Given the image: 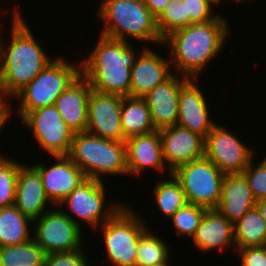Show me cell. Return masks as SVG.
<instances>
[{"label":"cell","instance_id":"cell-26","mask_svg":"<svg viewBox=\"0 0 266 266\" xmlns=\"http://www.w3.org/2000/svg\"><path fill=\"white\" fill-rule=\"evenodd\" d=\"M236 248L266 246V221L256 207L234 224Z\"/></svg>","mask_w":266,"mask_h":266},{"label":"cell","instance_id":"cell-17","mask_svg":"<svg viewBox=\"0 0 266 266\" xmlns=\"http://www.w3.org/2000/svg\"><path fill=\"white\" fill-rule=\"evenodd\" d=\"M188 79L189 77L180 76V74L178 76L174 72L168 79L143 97L156 130L177 125L179 93L182 85Z\"/></svg>","mask_w":266,"mask_h":266},{"label":"cell","instance_id":"cell-25","mask_svg":"<svg viewBox=\"0 0 266 266\" xmlns=\"http://www.w3.org/2000/svg\"><path fill=\"white\" fill-rule=\"evenodd\" d=\"M121 125L125 140L156 130L148 106L141 97H123Z\"/></svg>","mask_w":266,"mask_h":266},{"label":"cell","instance_id":"cell-37","mask_svg":"<svg viewBox=\"0 0 266 266\" xmlns=\"http://www.w3.org/2000/svg\"><path fill=\"white\" fill-rule=\"evenodd\" d=\"M10 102L7 101V99L0 98V131H2L5 124H7L8 119L10 116L14 113L11 110ZM12 113V114H11ZM4 154L0 153V156H3Z\"/></svg>","mask_w":266,"mask_h":266},{"label":"cell","instance_id":"cell-33","mask_svg":"<svg viewBox=\"0 0 266 266\" xmlns=\"http://www.w3.org/2000/svg\"><path fill=\"white\" fill-rule=\"evenodd\" d=\"M254 158L242 172L246 177L257 201L266 199V157L259 164L253 165Z\"/></svg>","mask_w":266,"mask_h":266},{"label":"cell","instance_id":"cell-22","mask_svg":"<svg viewBox=\"0 0 266 266\" xmlns=\"http://www.w3.org/2000/svg\"><path fill=\"white\" fill-rule=\"evenodd\" d=\"M192 241L203 252L232 246L236 249L234 224L216 208H207Z\"/></svg>","mask_w":266,"mask_h":266},{"label":"cell","instance_id":"cell-40","mask_svg":"<svg viewBox=\"0 0 266 266\" xmlns=\"http://www.w3.org/2000/svg\"><path fill=\"white\" fill-rule=\"evenodd\" d=\"M210 1L215 4V7L220 5V3H222L221 2L222 0H210Z\"/></svg>","mask_w":266,"mask_h":266},{"label":"cell","instance_id":"cell-10","mask_svg":"<svg viewBox=\"0 0 266 266\" xmlns=\"http://www.w3.org/2000/svg\"><path fill=\"white\" fill-rule=\"evenodd\" d=\"M57 208V209H56ZM33 220L32 239L45 254L75 252L83 248L82 226H78L56 207Z\"/></svg>","mask_w":266,"mask_h":266},{"label":"cell","instance_id":"cell-28","mask_svg":"<svg viewBox=\"0 0 266 266\" xmlns=\"http://www.w3.org/2000/svg\"><path fill=\"white\" fill-rule=\"evenodd\" d=\"M150 230L148 228L139 238L135 266H162L169 263L168 245Z\"/></svg>","mask_w":266,"mask_h":266},{"label":"cell","instance_id":"cell-32","mask_svg":"<svg viewBox=\"0 0 266 266\" xmlns=\"http://www.w3.org/2000/svg\"><path fill=\"white\" fill-rule=\"evenodd\" d=\"M207 208L187 203L170 217L175 227V235L180 237H194L201 219Z\"/></svg>","mask_w":266,"mask_h":266},{"label":"cell","instance_id":"cell-34","mask_svg":"<svg viewBox=\"0 0 266 266\" xmlns=\"http://www.w3.org/2000/svg\"><path fill=\"white\" fill-rule=\"evenodd\" d=\"M186 16H189V25L205 23L216 19L219 15L213 11L214 3L210 0H183Z\"/></svg>","mask_w":266,"mask_h":266},{"label":"cell","instance_id":"cell-6","mask_svg":"<svg viewBox=\"0 0 266 266\" xmlns=\"http://www.w3.org/2000/svg\"><path fill=\"white\" fill-rule=\"evenodd\" d=\"M53 58L52 62L14 96V99L20 101L17 110L20 119L27 112L54 105L58 96L81 74L80 61L71 63L60 56Z\"/></svg>","mask_w":266,"mask_h":266},{"label":"cell","instance_id":"cell-3","mask_svg":"<svg viewBox=\"0 0 266 266\" xmlns=\"http://www.w3.org/2000/svg\"><path fill=\"white\" fill-rule=\"evenodd\" d=\"M99 37L87 59L80 61L81 75L94 91L130 96L131 69L139 55L137 49L129 41Z\"/></svg>","mask_w":266,"mask_h":266},{"label":"cell","instance_id":"cell-20","mask_svg":"<svg viewBox=\"0 0 266 266\" xmlns=\"http://www.w3.org/2000/svg\"><path fill=\"white\" fill-rule=\"evenodd\" d=\"M46 204L52 203L45 193L38 170L33 165L28 167L27 164H21L17 176L14 205L24 215L35 220L49 211Z\"/></svg>","mask_w":266,"mask_h":266},{"label":"cell","instance_id":"cell-31","mask_svg":"<svg viewBox=\"0 0 266 266\" xmlns=\"http://www.w3.org/2000/svg\"><path fill=\"white\" fill-rule=\"evenodd\" d=\"M158 31L164 39L170 33L189 26L183 0H171L162 13L156 18Z\"/></svg>","mask_w":266,"mask_h":266},{"label":"cell","instance_id":"cell-14","mask_svg":"<svg viewBox=\"0 0 266 266\" xmlns=\"http://www.w3.org/2000/svg\"><path fill=\"white\" fill-rule=\"evenodd\" d=\"M163 158L172 173L182 165L205 157V138L178 125L159 130Z\"/></svg>","mask_w":266,"mask_h":266},{"label":"cell","instance_id":"cell-38","mask_svg":"<svg viewBox=\"0 0 266 266\" xmlns=\"http://www.w3.org/2000/svg\"><path fill=\"white\" fill-rule=\"evenodd\" d=\"M171 0H143L149 11L157 18Z\"/></svg>","mask_w":266,"mask_h":266},{"label":"cell","instance_id":"cell-9","mask_svg":"<svg viewBox=\"0 0 266 266\" xmlns=\"http://www.w3.org/2000/svg\"><path fill=\"white\" fill-rule=\"evenodd\" d=\"M180 182L187 202L205 208H216L221 199L225 174L206 157L182 165L172 172Z\"/></svg>","mask_w":266,"mask_h":266},{"label":"cell","instance_id":"cell-4","mask_svg":"<svg viewBox=\"0 0 266 266\" xmlns=\"http://www.w3.org/2000/svg\"><path fill=\"white\" fill-rule=\"evenodd\" d=\"M101 3L97 14L105 25L99 35L115 40L133 38L140 42L163 43L156 17L143 0H103Z\"/></svg>","mask_w":266,"mask_h":266},{"label":"cell","instance_id":"cell-21","mask_svg":"<svg viewBox=\"0 0 266 266\" xmlns=\"http://www.w3.org/2000/svg\"><path fill=\"white\" fill-rule=\"evenodd\" d=\"M90 91L89 82L80 74L55 101L54 106L74 133L87 130Z\"/></svg>","mask_w":266,"mask_h":266},{"label":"cell","instance_id":"cell-11","mask_svg":"<svg viewBox=\"0 0 266 266\" xmlns=\"http://www.w3.org/2000/svg\"><path fill=\"white\" fill-rule=\"evenodd\" d=\"M24 127L32 131L40 148L53 156H68L74 132L68 127L54 105L27 112L22 118Z\"/></svg>","mask_w":266,"mask_h":266},{"label":"cell","instance_id":"cell-35","mask_svg":"<svg viewBox=\"0 0 266 266\" xmlns=\"http://www.w3.org/2000/svg\"><path fill=\"white\" fill-rule=\"evenodd\" d=\"M85 248L75 252L51 253L45 256L44 266H89Z\"/></svg>","mask_w":266,"mask_h":266},{"label":"cell","instance_id":"cell-5","mask_svg":"<svg viewBox=\"0 0 266 266\" xmlns=\"http://www.w3.org/2000/svg\"><path fill=\"white\" fill-rule=\"evenodd\" d=\"M68 157L83 171L86 179L102 176H128L126 144L88 132L75 133Z\"/></svg>","mask_w":266,"mask_h":266},{"label":"cell","instance_id":"cell-8","mask_svg":"<svg viewBox=\"0 0 266 266\" xmlns=\"http://www.w3.org/2000/svg\"><path fill=\"white\" fill-rule=\"evenodd\" d=\"M104 181L98 179H86L77 188H75L62 202L58 204V208H63L65 205L69 208V212L61 210L66 216H68L78 226L81 225L80 221H84L87 225L97 229L106 223L125 203L119 201V203L110 201L109 204H105L106 201V187ZM121 202V203H120ZM106 205V206H105ZM75 215L74 218L70 214ZM77 215V216H76Z\"/></svg>","mask_w":266,"mask_h":266},{"label":"cell","instance_id":"cell-29","mask_svg":"<svg viewBox=\"0 0 266 266\" xmlns=\"http://www.w3.org/2000/svg\"><path fill=\"white\" fill-rule=\"evenodd\" d=\"M45 256L33 239L23 244L0 247L1 266H39L44 264Z\"/></svg>","mask_w":266,"mask_h":266},{"label":"cell","instance_id":"cell-30","mask_svg":"<svg viewBox=\"0 0 266 266\" xmlns=\"http://www.w3.org/2000/svg\"><path fill=\"white\" fill-rule=\"evenodd\" d=\"M12 157L0 156V208L15 204L16 185L22 163Z\"/></svg>","mask_w":266,"mask_h":266},{"label":"cell","instance_id":"cell-18","mask_svg":"<svg viewBox=\"0 0 266 266\" xmlns=\"http://www.w3.org/2000/svg\"><path fill=\"white\" fill-rule=\"evenodd\" d=\"M126 165L129 176L141 175L147 168L164 173L167 169L159 130L130 137L125 140ZM150 167V168H149ZM166 168V169H165Z\"/></svg>","mask_w":266,"mask_h":266},{"label":"cell","instance_id":"cell-39","mask_svg":"<svg viewBox=\"0 0 266 266\" xmlns=\"http://www.w3.org/2000/svg\"><path fill=\"white\" fill-rule=\"evenodd\" d=\"M255 207L266 221V199L257 201Z\"/></svg>","mask_w":266,"mask_h":266},{"label":"cell","instance_id":"cell-15","mask_svg":"<svg viewBox=\"0 0 266 266\" xmlns=\"http://www.w3.org/2000/svg\"><path fill=\"white\" fill-rule=\"evenodd\" d=\"M54 164L41 161L32 165L38 170L49 201L57 207L86 177L68 156H53ZM41 162V163H40Z\"/></svg>","mask_w":266,"mask_h":266},{"label":"cell","instance_id":"cell-2","mask_svg":"<svg viewBox=\"0 0 266 266\" xmlns=\"http://www.w3.org/2000/svg\"><path fill=\"white\" fill-rule=\"evenodd\" d=\"M229 29L228 20L220 14L214 20L191 24L167 35L162 45H169L173 71L199 78L207 64L223 50Z\"/></svg>","mask_w":266,"mask_h":266},{"label":"cell","instance_id":"cell-12","mask_svg":"<svg viewBox=\"0 0 266 266\" xmlns=\"http://www.w3.org/2000/svg\"><path fill=\"white\" fill-rule=\"evenodd\" d=\"M205 157L226 174L242 173L254 157V150L246 146L235 133L215 124L205 138Z\"/></svg>","mask_w":266,"mask_h":266},{"label":"cell","instance_id":"cell-16","mask_svg":"<svg viewBox=\"0 0 266 266\" xmlns=\"http://www.w3.org/2000/svg\"><path fill=\"white\" fill-rule=\"evenodd\" d=\"M198 79L189 78L181 87L177 125L206 138L216 122L210 117V107L197 83Z\"/></svg>","mask_w":266,"mask_h":266},{"label":"cell","instance_id":"cell-27","mask_svg":"<svg viewBox=\"0 0 266 266\" xmlns=\"http://www.w3.org/2000/svg\"><path fill=\"white\" fill-rule=\"evenodd\" d=\"M170 179L158 180L153 187L154 201L160 212L168 217L173 216L180 208L184 207L188 202L180 182L171 173Z\"/></svg>","mask_w":266,"mask_h":266},{"label":"cell","instance_id":"cell-1","mask_svg":"<svg viewBox=\"0 0 266 266\" xmlns=\"http://www.w3.org/2000/svg\"><path fill=\"white\" fill-rule=\"evenodd\" d=\"M12 12L11 41L0 44V98L7 100L54 60L36 40L20 9L15 6Z\"/></svg>","mask_w":266,"mask_h":266},{"label":"cell","instance_id":"cell-19","mask_svg":"<svg viewBox=\"0 0 266 266\" xmlns=\"http://www.w3.org/2000/svg\"><path fill=\"white\" fill-rule=\"evenodd\" d=\"M139 54L131 69L130 97L143 98L174 72L171 61L149 47H143Z\"/></svg>","mask_w":266,"mask_h":266},{"label":"cell","instance_id":"cell-24","mask_svg":"<svg viewBox=\"0 0 266 266\" xmlns=\"http://www.w3.org/2000/svg\"><path fill=\"white\" fill-rule=\"evenodd\" d=\"M30 223L32 224L33 220L15 205L0 208V247L30 241L33 233Z\"/></svg>","mask_w":266,"mask_h":266},{"label":"cell","instance_id":"cell-36","mask_svg":"<svg viewBox=\"0 0 266 266\" xmlns=\"http://www.w3.org/2000/svg\"><path fill=\"white\" fill-rule=\"evenodd\" d=\"M240 266H266V246L236 248Z\"/></svg>","mask_w":266,"mask_h":266},{"label":"cell","instance_id":"cell-13","mask_svg":"<svg viewBox=\"0 0 266 266\" xmlns=\"http://www.w3.org/2000/svg\"><path fill=\"white\" fill-rule=\"evenodd\" d=\"M123 96L91 89L86 132L105 139L125 142L121 125Z\"/></svg>","mask_w":266,"mask_h":266},{"label":"cell","instance_id":"cell-41","mask_svg":"<svg viewBox=\"0 0 266 266\" xmlns=\"http://www.w3.org/2000/svg\"><path fill=\"white\" fill-rule=\"evenodd\" d=\"M238 1H239L240 3L243 2V1H244V2L246 1V2H247V0H237V2H238Z\"/></svg>","mask_w":266,"mask_h":266},{"label":"cell","instance_id":"cell-23","mask_svg":"<svg viewBox=\"0 0 266 266\" xmlns=\"http://www.w3.org/2000/svg\"><path fill=\"white\" fill-rule=\"evenodd\" d=\"M249 183L243 173L226 174L222 182L221 199L216 207L235 224L256 205Z\"/></svg>","mask_w":266,"mask_h":266},{"label":"cell","instance_id":"cell-7","mask_svg":"<svg viewBox=\"0 0 266 266\" xmlns=\"http://www.w3.org/2000/svg\"><path fill=\"white\" fill-rule=\"evenodd\" d=\"M140 217L125 204L98 229L110 264L135 266L139 238L148 229Z\"/></svg>","mask_w":266,"mask_h":266}]
</instances>
